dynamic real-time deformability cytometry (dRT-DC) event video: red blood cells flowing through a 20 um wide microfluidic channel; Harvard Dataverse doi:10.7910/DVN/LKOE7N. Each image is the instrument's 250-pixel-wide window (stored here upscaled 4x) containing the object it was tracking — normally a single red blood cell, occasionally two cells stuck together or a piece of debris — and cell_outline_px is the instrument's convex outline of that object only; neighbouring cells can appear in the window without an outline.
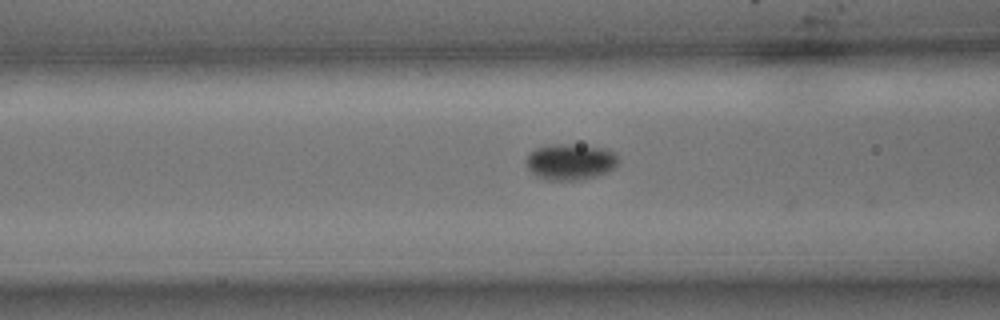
{"species": "common noctule bat (a hibernating species)", "species_latin": "Nyctalus noctula", "temperature_condition": "cold", "stored_images_in_passage": 34, "camera_frame_rate_fps": 3000, "um_per_image_px": 0.085, "animal": {"sex": "male", "body_mass_g": 15.6}, "frame": {"image": 1, "passage_image": 13, "time_ms": 4.0, "image_size_px": [1000, 320], "cell_outline_px": [[620, 160], [612, 168], [596, 176], [580, 180], [544, 180], [536, 176], [528, 168], [524, 160], [536, 148], [552, 144], [568, 144], [600, 148], [616, 152]], "centroid_in_image_um": [48.46, 13.76], "position_along_channel_um": 118.1, "area_um2": 19.25}}
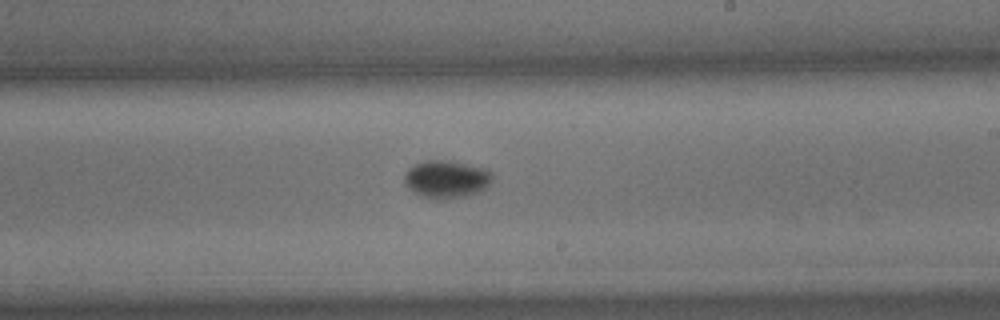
{"frame": {"image": 2, "passage_image": 24, "time_ms": 7.667, "image_size_px": [1000, 320], "cell_outline_px": [[492, 180], [488, 188], [468, 196], [444, 200], [432, 200], [420, 196], [412, 192], [404, 184], [404, 172], [408, 168], [424, 160], [452, 160], [488, 168], [492, 172]], "centroid_in_image_um": [37.95, 15.24], "position_along_channel_um": 251.0, "area_um2": 20.17}}
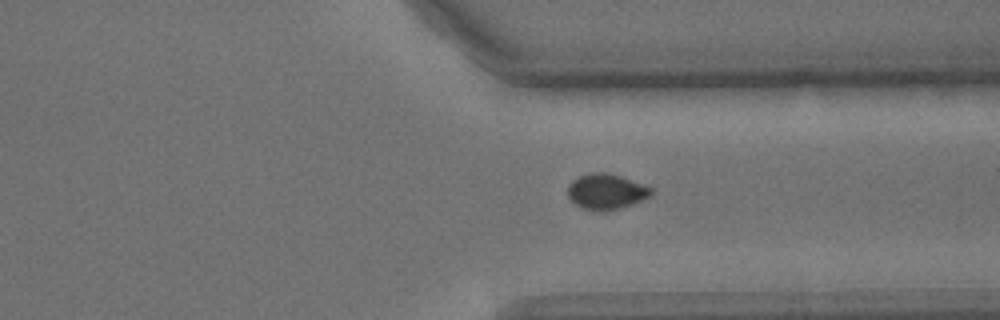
{"frame": {"image": 3, "passage_image": 33, "time_ms": 10.667, "image_size_px": [1000, 320], "cell_outline_px": [[652, 196], [632, 204], [608, 212], [604, 212], [584, 208], [576, 204], [568, 196], [568, 184], [572, 180], [580, 176], [592, 172], [604, 172], [620, 176], [652, 188]], "centroid_in_image_um": [51.53, 16.29], "position_along_channel_um": 359.9, "area_um2": 17.17}}